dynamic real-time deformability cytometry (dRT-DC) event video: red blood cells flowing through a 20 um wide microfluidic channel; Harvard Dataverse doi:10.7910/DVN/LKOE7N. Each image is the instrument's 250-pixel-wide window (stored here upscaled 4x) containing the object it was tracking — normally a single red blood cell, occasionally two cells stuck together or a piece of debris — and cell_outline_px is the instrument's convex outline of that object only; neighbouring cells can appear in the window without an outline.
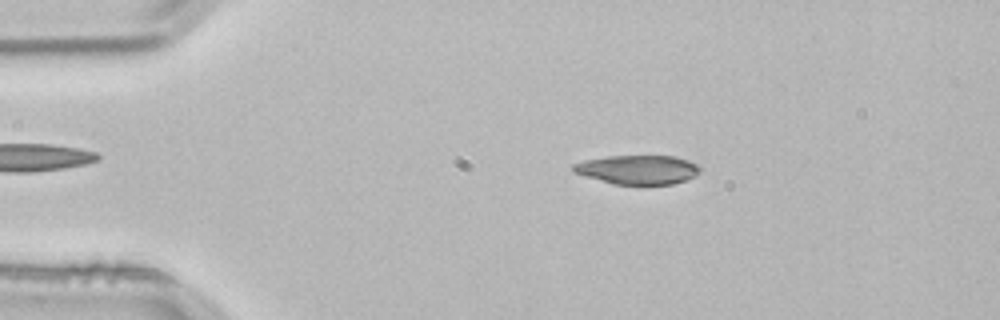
{"species": "common noctule bat (a hibernating species)", "species_latin": "Nyctalus noctula", "temperature_condition": "room temperature", "stored_images_in_passage": 3, "camera_frame_rate_fps": 3000, "um_per_image_px": 0.085, "animal": {"sex": "male", "body_mass_g": 21.5, "forearm_length_mm": 52.0}, "frame": {"image": 1, "passage_image": 2, "time_ms": 0.333, "image_size_px": [1000, 320], "cell_outline_px": [[700, 172], [696, 176], [672, 184], [612, 184], [584, 176], [572, 172], [572, 164], [584, 160], [608, 156], [676, 156], [700, 164]], "centroid_in_image_um": [54.21, 14.41], "position_along_channel_um": 30.8, "area_um2": 21.68}}